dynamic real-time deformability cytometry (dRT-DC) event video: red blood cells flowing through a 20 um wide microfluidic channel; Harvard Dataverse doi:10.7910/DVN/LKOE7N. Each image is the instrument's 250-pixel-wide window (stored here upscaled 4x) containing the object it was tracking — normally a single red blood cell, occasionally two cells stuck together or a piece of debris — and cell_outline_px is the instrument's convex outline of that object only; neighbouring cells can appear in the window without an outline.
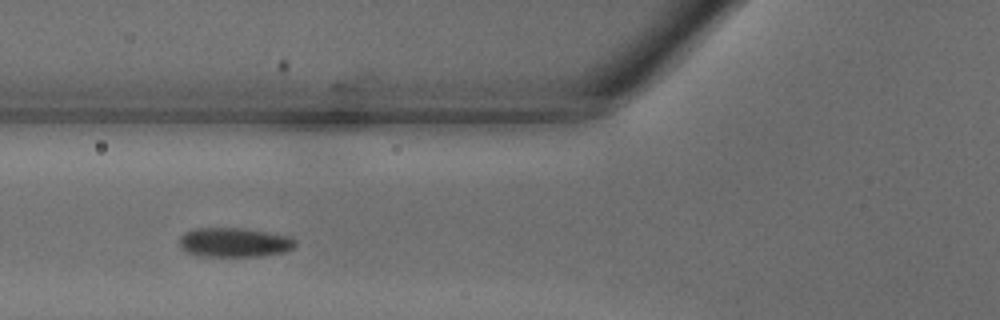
{"species": "common noctule bat (a hibernating species)", "species_latin": "Nyctalus noctula", "temperature_condition": "warm", "stored_images_in_passage": 31, "camera_frame_rate_fps": 3000, "um_per_image_px": 0.085, "animal": {"sex": "male", "body_mass_g": 18.8}, "frame": {"image": 1, "passage_image": 6, "time_ms": 1.667, "image_size_px": [1000, 320], "cell_outline_px": [[296, 244], [292, 248], [284, 252], [256, 256], [200, 256], [188, 252], [180, 248], [180, 236], [184, 232], [196, 228], [240, 228], [268, 232], [288, 236], [296, 240]], "centroid_in_image_um": [19.89, 20.6], "position_along_channel_um": 105.9, "area_um2": 19.71}}
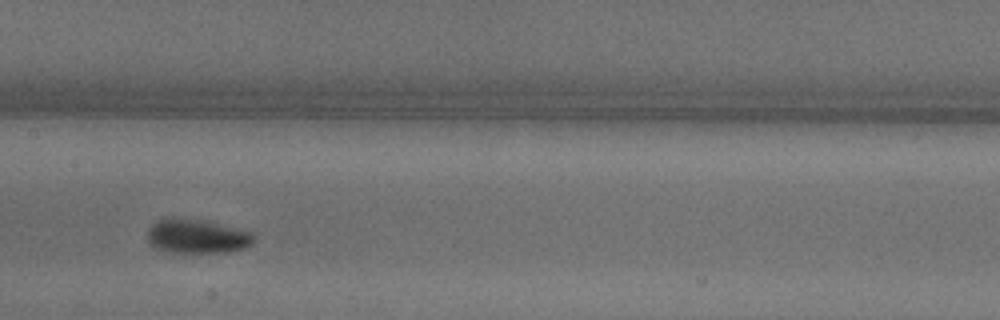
{"frame": {"image": 2, "passage_image": 11, "time_ms": 3.333, "image_size_px": [1000, 320], "cell_outline_px": [[256, 240], [252, 244], [244, 248], [228, 252], [164, 252], [148, 244], [148, 228], [156, 220], [172, 216], [200, 220], [252, 232], [256, 236]], "centroid_in_image_um": [16.71, 20.08], "position_along_channel_um": 190.7, "area_um2": 21.39}}
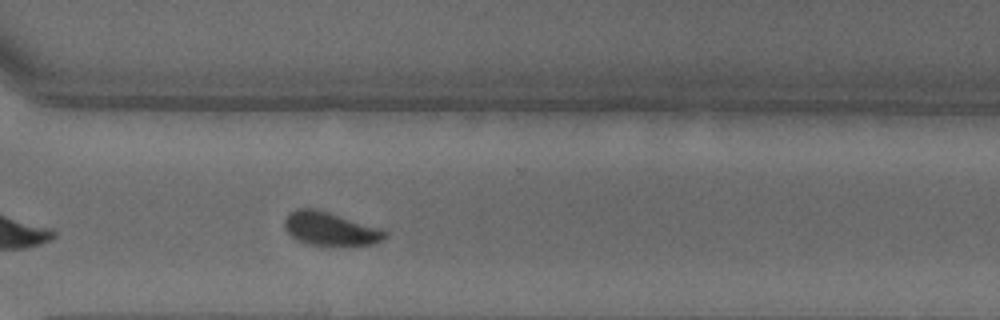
{"frame": {"image": 3, "passage_image": 20, "time_ms": 6.333, "image_size_px": [1000, 320], "cell_outline_px": [[388, 236], [384, 240], [372, 244], [336, 248], [308, 244], [292, 236], [284, 228], [284, 220], [288, 212], [296, 208], [316, 208], [384, 228], [388, 232]], "centroid_in_image_um": [28.14, 19.47], "position_along_channel_um": 342.5, "area_um2": 20.58}}